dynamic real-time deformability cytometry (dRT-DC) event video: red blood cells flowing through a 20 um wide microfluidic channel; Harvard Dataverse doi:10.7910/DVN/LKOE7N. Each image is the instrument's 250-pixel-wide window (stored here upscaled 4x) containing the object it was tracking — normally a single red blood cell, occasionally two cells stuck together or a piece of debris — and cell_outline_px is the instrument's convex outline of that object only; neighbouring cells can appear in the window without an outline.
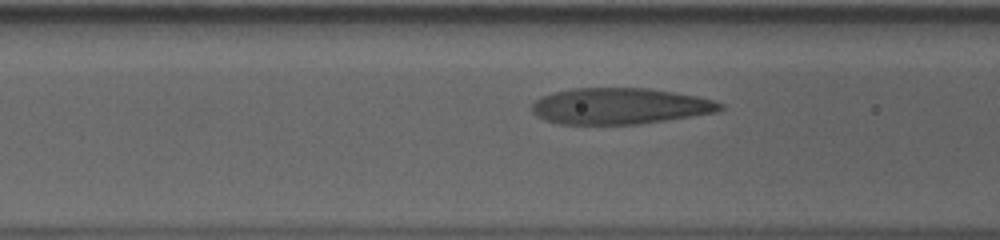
{"species": "human", "species_latin": "Homo sapiens", "temperature_condition": "cold", "stored_images_in_passage": 15, "camera_frame_rate_fps": 3000, "um_per_image_px": 0.085, "donor": {"sex": "male"}, "frame": {"image": 1, "passage_image": 13, "time_ms": 4.0, "image_size_px": [1000, 240], "cell_outline_px": [[724, 108], [720, 112], [640, 124], [560, 124], [544, 120], [536, 116], [532, 112], [532, 104], [540, 96], [552, 92], [572, 88], [648, 88], [696, 96], [712, 100], [724, 104]], "centroid_in_image_um": [52.67, 9.02], "position_along_channel_um": 113.9, "area_um2": 39.94}}